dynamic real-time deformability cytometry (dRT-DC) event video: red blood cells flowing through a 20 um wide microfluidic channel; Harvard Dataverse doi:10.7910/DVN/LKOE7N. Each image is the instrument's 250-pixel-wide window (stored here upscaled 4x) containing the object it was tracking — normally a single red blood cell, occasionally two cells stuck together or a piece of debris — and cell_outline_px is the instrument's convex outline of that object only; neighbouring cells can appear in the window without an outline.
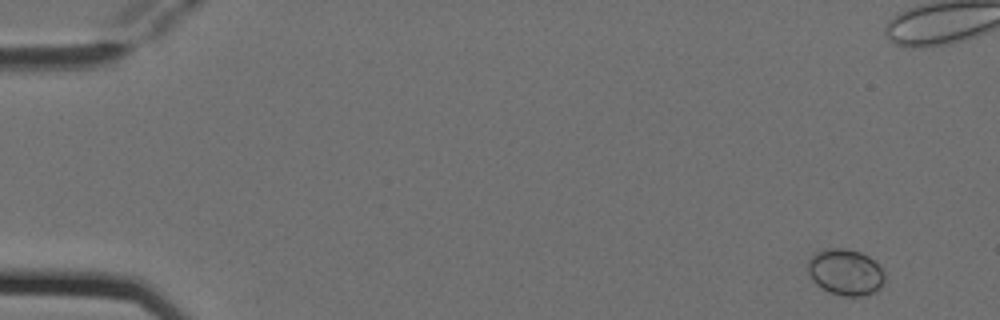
{"species": "Egyptian fruit bat (a non-hibernating species)", "species_latin": "Rousettus aegyptiacus", "temperature_condition": "cold", "stored_images_in_passage": 7, "camera_frame_rate_fps": 3000, "um_per_image_px": 0.085, "animal": {"sex": "female"}, "frame": {"image": 1, "passage_image": 1, "time_ms": 0.0, "image_size_px": [1000, 320], "cell_outline_px": [[884, 280], [880, 288], [876, 292], [864, 296], [844, 296], [828, 292], [820, 288], [812, 280], [808, 272], [808, 260], [816, 252], [828, 248], [848, 248], [860, 252], [868, 256], [884, 272]], "centroid_in_image_um": [71.85, 23.14], "position_along_channel_um": 13.2, "area_um2": 20.81}}
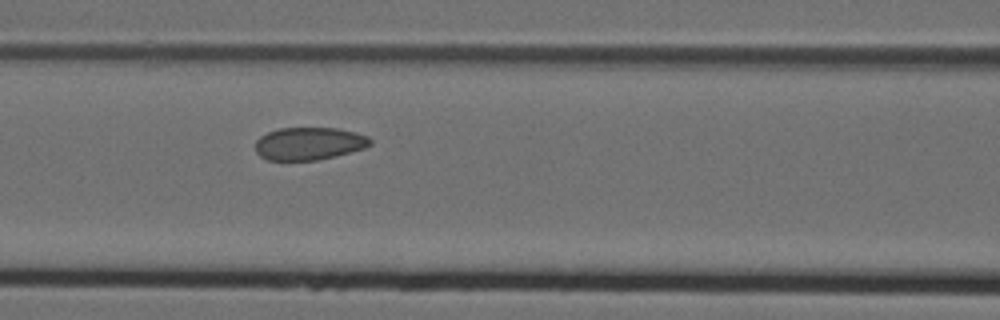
{"frame": {"image": 2, "passage_image": 7, "time_ms": 2.0, "image_size_px": [1000, 320], "cell_outline_px": [[372, 144], [364, 148], [336, 156], [320, 160], [268, 160], [260, 156], [256, 152], [256, 140], [260, 136], [268, 132], [280, 128], [336, 128], [356, 132], [368, 136], [372, 140]], "centroid_in_image_um": [26.28, 12.2], "position_along_channel_um": 140.3, "area_um2": 21.96}}